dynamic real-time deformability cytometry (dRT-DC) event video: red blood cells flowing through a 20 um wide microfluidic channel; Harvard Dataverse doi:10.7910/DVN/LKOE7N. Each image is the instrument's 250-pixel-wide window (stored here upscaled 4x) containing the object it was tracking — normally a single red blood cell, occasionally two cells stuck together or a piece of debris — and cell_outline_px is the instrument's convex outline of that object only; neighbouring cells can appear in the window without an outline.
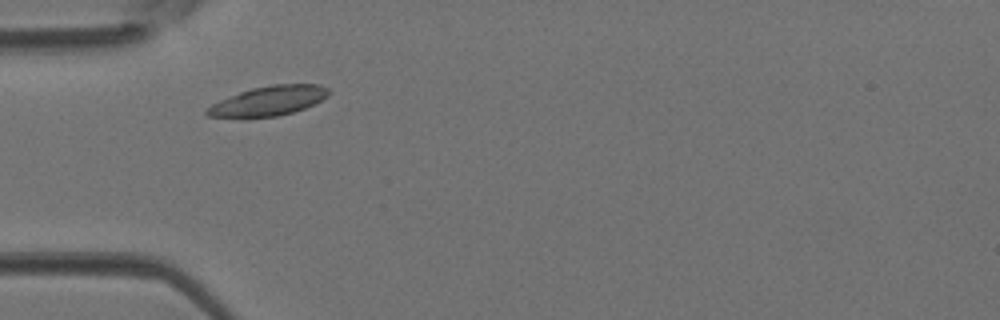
{"species": "Egyptian fruit bat (a non-hibernating species)", "species_latin": "Rousettus aegyptiacus", "temperature_condition": "room temperature", "stored_images_in_passage": 9, "camera_frame_rate_fps": 3000, "um_per_image_px": 0.085, "animal": {"sex": "female"}, "frame": {"image": 1, "passage_image": 1, "time_ms": 0.0, "image_size_px": [1000, 320], "cell_outline_px": [[332, 92], [328, 96], [304, 108], [292, 112], [276, 116], [208, 116], [204, 112], [212, 104], [220, 100], [240, 92], [252, 88], [272, 84], [320, 84], [328, 88]], "centroid_in_image_um": [22.89, 8.54], "position_along_channel_um": 62.1, "area_um2": 20.46}}
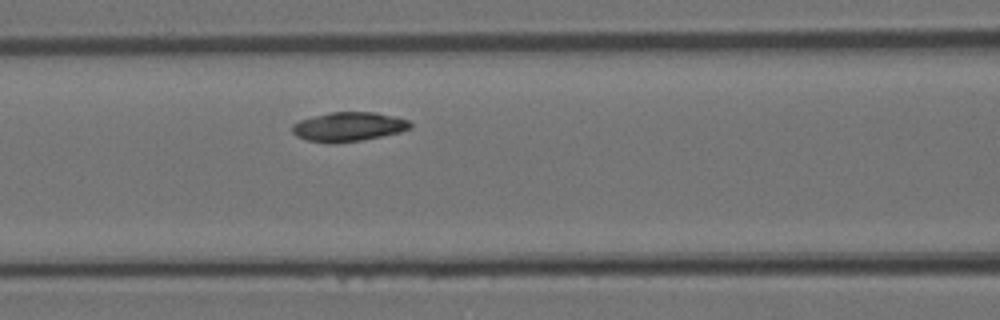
{"frame": {"image": 2, "passage_image": 6, "time_ms": 1.667, "image_size_px": [1000, 320], "cell_outline_px": [[412, 128], [400, 132], [360, 140], [308, 140], [296, 136], [292, 132], [292, 124], [300, 120], [332, 112], [372, 112], [396, 116], [408, 120], [412, 124]], "centroid_in_image_um": [29.69, 10.72], "position_along_channel_um": 136.9, "area_um2": 19.25}}
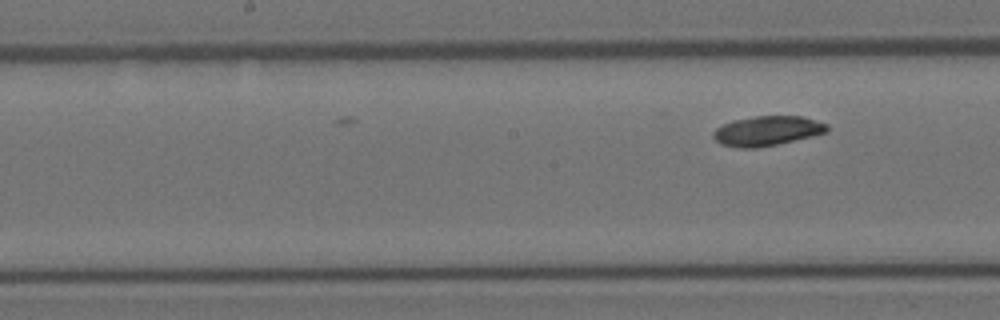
{"frame": {"image": 3, "passage_image": 9, "time_ms": 2.667, "image_size_px": [1000, 320], "cell_outline_px": [[828, 132], [812, 136], [776, 144], [756, 148], [740, 148], [720, 144], [712, 136], [712, 132], [716, 128], [732, 120], [756, 116], [804, 116], [828, 124]], "centroid_in_image_um": [65.2, 11.12], "position_along_channel_um": 183.0, "area_um2": 19.71}}